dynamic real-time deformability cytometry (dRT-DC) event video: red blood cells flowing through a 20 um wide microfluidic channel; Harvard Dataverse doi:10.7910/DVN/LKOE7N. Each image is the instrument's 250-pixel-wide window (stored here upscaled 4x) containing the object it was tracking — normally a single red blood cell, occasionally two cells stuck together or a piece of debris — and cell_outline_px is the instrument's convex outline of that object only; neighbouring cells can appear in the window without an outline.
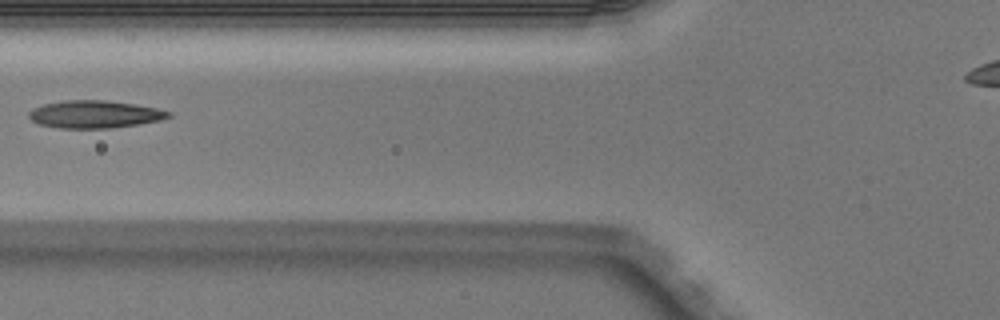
{"species": "Egyptian fruit bat (a non-hibernating species)", "species_latin": "Rousettus aegyptiacus", "temperature_condition": "warm", "stored_images_in_passage": 3, "camera_frame_rate_fps": 3000, "um_per_image_px": 0.085, "animal": {"sex": "male"}, "frame": {"image": 1, "passage_image": 3, "time_ms": 0.667, "image_size_px": [1000, 320], "cell_outline_px": [[172, 116], [160, 120], [136, 124], [108, 128], [60, 128], [40, 124], [32, 120], [28, 116], [28, 112], [32, 108], [44, 104], [64, 100], [104, 100], [136, 104], [156, 108], [172, 112]], "centroid_in_image_um": [8.04, 9.7], "position_along_channel_um": 117.8, "area_um2": 22.31}}